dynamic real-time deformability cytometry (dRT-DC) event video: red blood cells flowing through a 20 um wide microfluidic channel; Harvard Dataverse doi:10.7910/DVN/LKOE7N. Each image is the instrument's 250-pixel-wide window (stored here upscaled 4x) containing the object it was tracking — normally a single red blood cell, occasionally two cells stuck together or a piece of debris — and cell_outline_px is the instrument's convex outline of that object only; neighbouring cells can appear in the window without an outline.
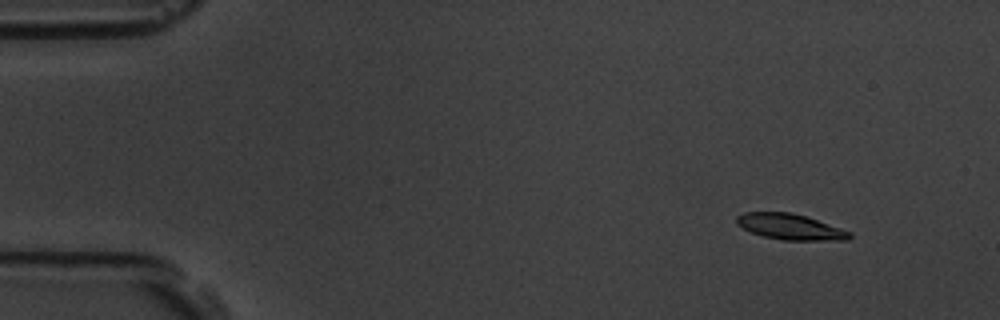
{"species": "common noctule bat (a hibernating species)", "species_latin": "Nyctalus noctula", "temperature_condition": "room temperature", "stored_images_in_passage": 5, "camera_frame_rate_fps": 3000, "um_per_image_px": 0.085, "animal": {"sex": "male", "body_mass_g": 19.5, "forearm_length_mm": 54.6}, "frame": {"image": 1, "passage_image": 2, "time_ms": 0.333, "image_size_px": [1000, 320], "cell_outline_px": [[852, 236], [848, 240], [784, 240], [764, 236], [752, 232], [736, 224], [736, 216], [744, 212], [792, 212], [852, 232]], "centroid_in_image_um": [67.16, 19.27], "position_along_channel_um": 17.8, "area_um2": 16.76}}
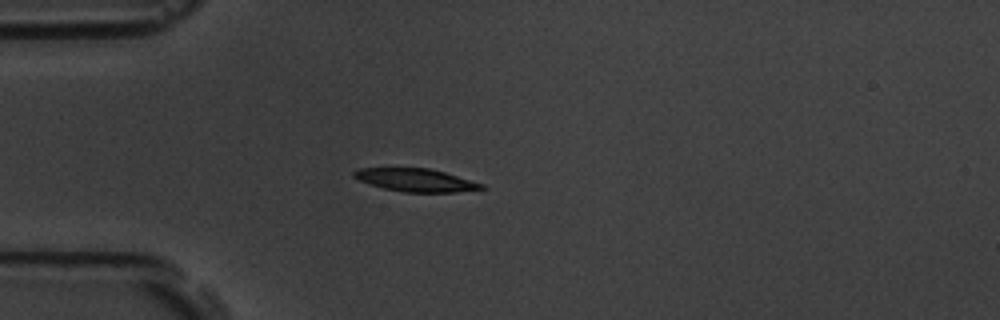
{"frame": {"image": 2, "passage_image": 5, "time_ms": 1.333, "image_size_px": [1000, 320], "cell_outline_px": [[488, 188], [456, 192], [404, 192], [384, 188], [360, 180], [352, 176], [352, 172], [356, 168], [428, 168], [444, 172], [484, 184]], "centroid_in_image_um": [35.35, 15.3], "position_along_channel_um": 49.7, "area_um2": 16.94}}